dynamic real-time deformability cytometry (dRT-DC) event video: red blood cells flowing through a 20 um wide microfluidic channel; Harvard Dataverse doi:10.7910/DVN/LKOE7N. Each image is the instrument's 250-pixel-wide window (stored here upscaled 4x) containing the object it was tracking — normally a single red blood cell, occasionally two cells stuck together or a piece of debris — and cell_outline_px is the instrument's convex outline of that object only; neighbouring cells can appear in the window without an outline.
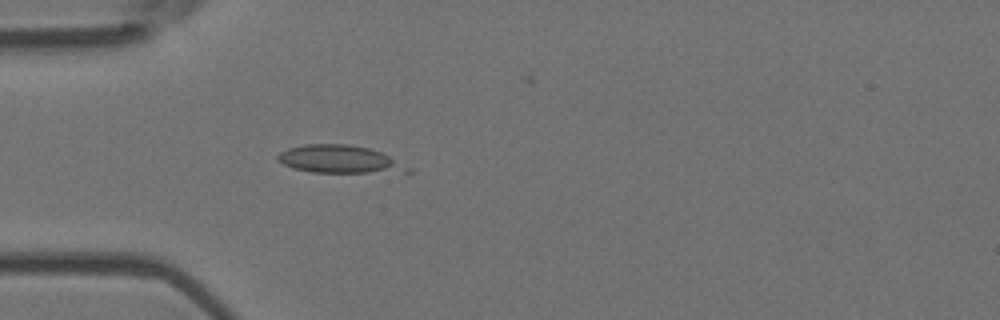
{"species": "Egyptian fruit bat (a non-hibernating species)", "species_latin": "Rousettus aegyptiacus", "temperature_condition": "room temperature", "stored_images_in_passage": 20, "camera_frame_rate_fps": 3000, "um_per_image_px": 0.085, "animal": {"sex": "female"}, "frame": {"image": 1, "passage_image": 16, "time_ms": 5.0, "image_size_px": [1000, 320], "cell_outline_px": [[412, 172], [312, 172], [292, 168], [284, 164], [276, 156], [280, 152], [288, 148], [304, 144], [348, 144], [368, 148], [380, 152], [412, 168]], "centroid_in_image_um": [28.86, 13.53], "position_along_channel_um": 56.1, "area_um2": 20.81}}
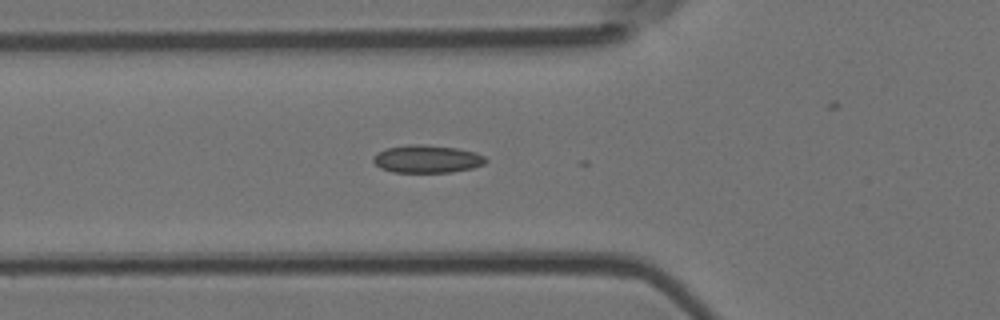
{"frame": {"image": 2, "passage_image": 19, "time_ms": 6.0, "image_size_px": [1000, 320], "cell_outline_px": [[488, 160], [484, 164], [472, 168], [452, 172], [392, 172], [380, 168], [372, 160], [372, 156], [376, 152], [388, 148], [408, 144], [424, 144], [456, 148], [476, 152], [484, 156]], "centroid_in_image_um": [36.28, 13.51], "position_along_channel_um": 89.5, "area_um2": 18.32}}